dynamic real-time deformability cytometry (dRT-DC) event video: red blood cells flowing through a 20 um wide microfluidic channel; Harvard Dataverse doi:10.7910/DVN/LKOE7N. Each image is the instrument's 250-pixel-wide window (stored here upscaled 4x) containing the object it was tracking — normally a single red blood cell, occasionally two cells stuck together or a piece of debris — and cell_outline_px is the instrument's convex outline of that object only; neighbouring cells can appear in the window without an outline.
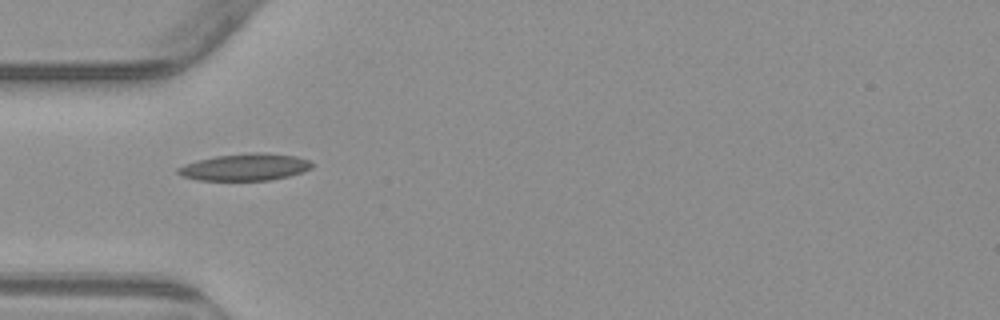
{"species": "common noctule bat (a hibernating species)", "species_latin": "Nyctalus noctula", "temperature_condition": "warm", "stored_images_in_passage": 38, "camera_frame_rate_fps": 3000, "um_per_image_px": 0.085, "animal": {"sex": "male", "body_mass_g": 23.1, "forearm_length_mm": 52.7}, "frame": {"image": 1, "passage_image": 1, "time_ms": 0.0, "image_size_px": [1000, 320], "cell_outline_px": [[312, 168], [288, 176], [268, 180], [196, 180], [184, 176], [176, 172], [176, 168], [184, 164], [216, 156], [252, 152], [260, 152], [296, 156], [308, 160], [312, 164]], "centroid_in_image_um": [20.81, 14.2], "position_along_channel_um": 64.2, "area_um2": 20.81}}
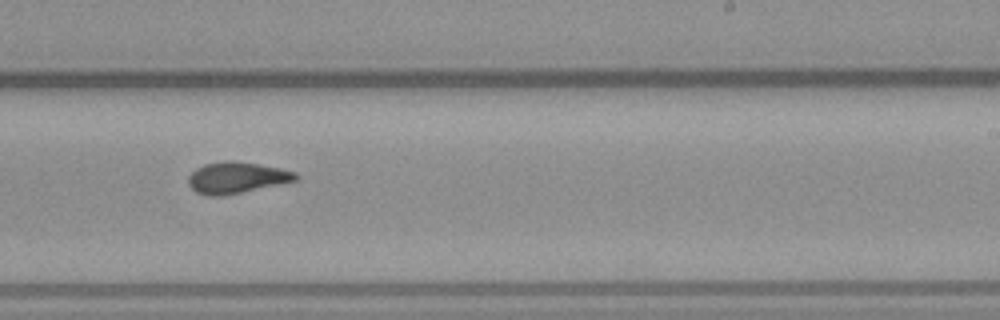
{"frame": {"image": 2, "passage_image": 17, "time_ms": 5.333, "image_size_px": [1000, 320], "cell_outline_px": [[296, 180], [224, 196], [208, 196], [196, 192], [188, 184], [188, 176], [196, 168], [204, 164], [228, 160], [232, 160], [280, 168], [296, 172]], "centroid_in_image_um": [20.05, 15.1], "position_along_channel_um": 268.9, "area_um2": 19.36}}
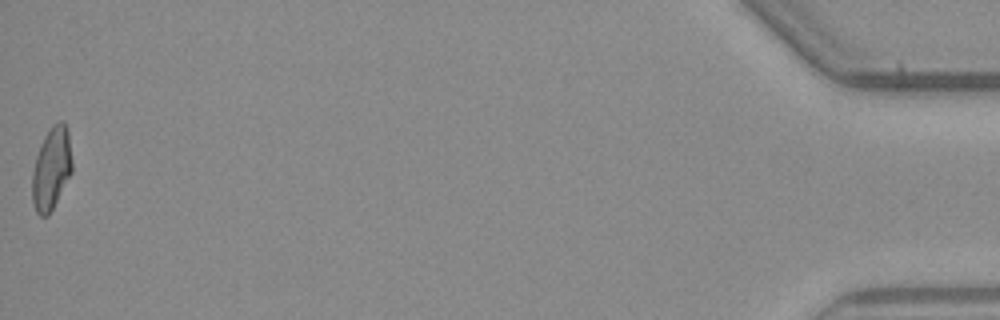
{"frame": {"image": 3, "passage_image": 38, "time_ms": 12.333, "image_size_px": [1000, 320], "cell_outline_px": [[72, 172], [48, 216], [40, 216], [36, 212], [32, 200], [32, 172], [36, 156], [44, 136], [52, 124], [60, 120], [64, 120], [68, 128], [72, 160]], "centroid_in_image_um": [4.38, 14.29], "position_along_channel_um": 430.8, "area_um2": 19.31}, "authors_computed_cell_mechanics": {"area_um2": 19.2474, "velocity_mm_per_s": 3.8335, "shape_relaxation_time_tau1_ms": 6.0329, "shape_relaxation_time_tau2_ms": 2.4876, "deformation_change_tau1": 0.1917, "deformation_change_tau2": 0.1099}}